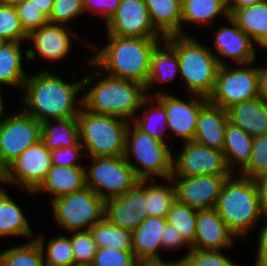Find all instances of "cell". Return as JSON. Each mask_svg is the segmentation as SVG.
I'll return each mask as SVG.
<instances>
[{
  "mask_svg": "<svg viewBox=\"0 0 267 266\" xmlns=\"http://www.w3.org/2000/svg\"><path fill=\"white\" fill-rule=\"evenodd\" d=\"M102 73L97 72L80 81L67 83L56 73L43 70L38 74H29L22 89H25V96L22 103L25 104L28 115L43 123L47 120H54L67 117H77L82 108V98L76 100L78 91L82 87L91 86L93 76L100 77ZM79 104L77 106V103Z\"/></svg>",
  "mask_w": 267,
  "mask_h": 266,
  "instance_id": "cell-1",
  "label": "cell"
},
{
  "mask_svg": "<svg viewBox=\"0 0 267 266\" xmlns=\"http://www.w3.org/2000/svg\"><path fill=\"white\" fill-rule=\"evenodd\" d=\"M108 44L100 48L88 63L108 76L140 82L146 86L151 56L164 38L119 37L107 33Z\"/></svg>",
  "mask_w": 267,
  "mask_h": 266,
  "instance_id": "cell-2",
  "label": "cell"
},
{
  "mask_svg": "<svg viewBox=\"0 0 267 266\" xmlns=\"http://www.w3.org/2000/svg\"><path fill=\"white\" fill-rule=\"evenodd\" d=\"M215 209L236 238L246 237L266 215L254 180L243 176L235 179L233 174L224 182Z\"/></svg>",
  "mask_w": 267,
  "mask_h": 266,
  "instance_id": "cell-3",
  "label": "cell"
},
{
  "mask_svg": "<svg viewBox=\"0 0 267 266\" xmlns=\"http://www.w3.org/2000/svg\"><path fill=\"white\" fill-rule=\"evenodd\" d=\"M140 82L105 76L82 96V106L93 113L133 121L142 102L151 98ZM134 115V116H133Z\"/></svg>",
  "mask_w": 267,
  "mask_h": 266,
  "instance_id": "cell-4",
  "label": "cell"
},
{
  "mask_svg": "<svg viewBox=\"0 0 267 266\" xmlns=\"http://www.w3.org/2000/svg\"><path fill=\"white\" fill-rule=\"evenodd\" d=\"M164 40L175 50L179 60V73L190 94L208 98L215 86L220 67L216 53L204 47L194 38L184 35H171Z\"/></svg>",
  "mask_w": 267,
  "mask_h": 266,
  "instance_id": "cell-5",
  "label": "cell"
},
{
  "mask_svg": "<svg viewBox=\"0 0 267 266\" xmlns=\"http://www.w3.org/2000/svg\"><path fill=\"white\" fill-rule=\"evenodd\" d=\"M81 146L90 157L124 156L127 120L93 113L83 106L77 116Z\"/></svg>",
  "mask_w": 267,
  "mask_h": 266,
  "instance_id": "cell-6",
  "label": "cell"
},
{
  "mask_svg": "<svg viewBox=\"0 0 267 266\" xmlns=\"http://www.w3.org/2000/svg\"><path fill=\"white\" fill-rule=\"evenodd\" d=\"M132 127L128 125L127 128L124 157L134 169L136 176L140 180H151L153 176L170 179L174 158L171 148L167 143L142 132L134 124ZM131 156L142 166L137 167L131 163Z\"/></svg>",
  "mask_w": 267,
  "mask_h": 266,
  "instance_id": "cell-7",
  "label": "cell"
},
{
  "mask_svg": "<svg viewBox=\"0 0 267 266\" xmlns=\"http://www.w3.org/2000/svg\"><path fill=\"white\" fill-rule=\"evenodd\" d=\"M51 200L54 219L68 232L89 230L104 218L105 200L87 186Z\"/></svg>",
  "mask_w": 267,
  "mask_h": 266,
  "instance_id": "cell-8",
  "label": "cell"
},
{
  "mask_svg": "<svg viewBox=\"0 0 267 266\" xmlns=\"http://www.w3.org/2000/svg\"><path fill=\"white\" fill-rule=\"evenodd\" d=\"M91 158L93 163L85 170L86 186L104 200L125 194L140 181L124 156Z\"/></svg>",
  "mask_w": 267,
  "mask_h": 266,
  "instance_id": "cell-9",
  "label": "cell"
},
{
  "mask_svg": "<svg viewBox=\"0 0 267 266\" xmlns=\"http://www.w3.org/2000/svg\"><path fill=\"white\" fill-rule=\"evenodd\" d=\"M230 68L227 64L219 67L214 90L208 97L210 103L226 110L244 100L260 96L257 68Z\"/></svg>",
  "mask_w": 267,
  "mask_h": 266,
  "instance_id": "cell-10",
  "label": "cell"
},
{
  "mask_svg": "<svg viewBox=\"0 0 267 266\" xmlns=\"http://www.w3.org/2000/svg\"><path fill=\"white\" fill-rule=\"evenodd\" d=\"M22 111V112H21ZM0 121V167L2 170L41 138V122L21 110Z\"/></svg>",
  "mask_w": 267,
  "mask_h": 266,
  "instance_id": "cell-11",
  "label": "cell"
},
{
  "mask_svg": "<svg viewBox=\"0 0 267 266\" xmlns=\"http://www.w3.org/2000/svg\"><path fill=\"white\" fill-rule=\"evenodd\" d=\"M51 166V151L39 141L3 169V181L34 193L45 181Z\"/></svg>",
  "mask_w": 267,
  "mask_h": 266,
  "instance_id": "cell-12",
  "label": "cell"
},
{
  "mask_svg": "<svg viewBox=\"0 0 267 266\" xmlns=\"http://www.w3.org/2000/svg\"><path fill=\"white\" fill-rule=\"evenodd\" d=\"M179 155L173 158L172 176L196 177L202 175L231 176L223 151L187 141Z\"/></svg>",
  "mask_w": 267,
  "mask_h": 266,
  "instance_id": "cell-13",
  "label": "cell"
},
{
  "mask_svg": "<svg viewBox=\"0 0 267 266\" xmlns=\"http://www.w3.org/2000/svg\"><path fill=\"white\" fill-rule=\"evenodd\" d=\"M105 24L107 33L119 37L164 38L154 28L144 0H121Z\"/></svg>",
  "mask_w": 267,
  "mask_h": 266,
  "instance_id": "cell-14",
  "label": "cell"
},
{
  "mask_svg": "<svg viewBox=\"0 0 267 266\" xmlns=\"http://www.w3.org/2000/svg\"><path fill=\"white\" fill-rule=\"evenodd\" d=\"M230 176H171L178 202L197 210L215 208L222 187Z\"/></svg>",
  "mask_w": 267,
  "mask_h": 266,
  "instance_id": "cell-15",
  "label": "cell"
},
{
  "mask_svg": "<svg viewBox=\"0 0 267 266\" xmlns=\"http://www.w3.org/2000/svg\"><path fill=\"white\" fill-rule=\"evenodd\" d=\"M154 98L166 110L168 130L180 136L184 142L193 141L201 107L208 101V98L193 94V97L185 102L173 95L161 92L155 93Z\"/></svg>",
  "mask_w": 267,
  "mask_h": 266,
  "instance_id": "cell-16",
  "label": "cell"
},
{
  "mask_svg": "<svg viewBox=\"0 0 267 266\" xmlns=\"http://www.w3.org/2000/svg\"><path fill=\"white\" fill-rule=\"evenodd\" d=\"M146 180L123 195L105 200L106 218L112 225L133 231L147 217Z\"/></svg>",
  "mask_w": 267,
  "mask_h": 266,
  "instance_id": "cell-17",
  "label": "cell"
},
{
  "mask_svg": "<svg viewBox=\"0 0 267 266\" xmlns=\"http://www.w3.org/2000/svg\"><path fill=\"white\" fill-rule=\"evenodd\" d=\"M71 35L76 38L79 37L76 33L73 34L72 30L69 31L68 27L51 23L32 30L27 34V39L34 42L35 50L26 51L27 60H33L36 54L49 61L52 60V62L63 60L71 50Z\"/></svg>",
  "mask_w": 267,
  "mask_h": 266,
  "instance_id": "cell-18",
  "label": "cell"
},
{
  "mask_svg": "<svg viewBox=\"0 0 267 266\" xmlns=\"http://www.w3.org/2000/svg\"><path fill=\"white\" fill-rule=\"evenodd\" d=\"M166 217L147 216L132 231V250L141 265L169 264L161 259L158 249L162 250V237L166 226Z\"/></svg>",
  "mask_w": 267,
  "mask_h": 266,
  "instance_id": "cell-19",
  "label": "cell"
},
{
  "mask_svg": "<svg viewBox=\"0 0 267 266\" xmlns=\"http://www.w3.org/2000/svg\"><path fill=\"white\" fill-rule=\"evenodd\" d=\"M235 238L215 208L197 210L196 235L191 249L222 251L234 244Z\"/></svg>",
  "mask_w": 267,
  "mask_h": 266,
  "instance_id": "cell-20",
  "label": "cell"
},
{
  "mask_svg": "<svg viewBox=\"0 0 267 266\" xmlns=\"http://www.w3.org/2000/svg\"><path fill=\"white\" fill-rule=\"evenodd\" d=\"M227 21L231 23L232 27H220L217 30L214 45L218 51L216 57L220 66L225 65L221 56L231 58L232 61L242 66L252 64L257 58L253 41L230 17Z\"/></svg>",
  "mask_w": 267,
  "mask_h": 266,
  "instance_id": "cell-21",
  "label": "cell"
},
{
  "mask_svg": "<svg viewBox=\"0 0 267 266\" xmlns=\"http://www.w3.org/2000/svg\"><path fill=\"white\" fill-rule=\"evenodd\" d=\"M228 121L226 109L207 101L201 107L193 141L209 148L222 151L225 127Z\"/></svg>",
  "mask_w": 267,
  "mask_h": 266,
  "instance_id": "cell-22",
  "label": "cell"
},
{
  "mask_svg": "<svg viewBox=\"0 0 267 266\" xmlns=\"http://www.w3.org/2000/svg\"><path fill=\"white\" fill-rule=\"evenodd\" d=\"M228 119L251 137L267 134V101L262 97L244 100L227 109Z\"/></svg>",
  "mask_w": 267,
  "mask_h": 266,
  "instance_id": "cell-23",
  "label": "cell"
},
{
  "mask_svg": "<svg viewBox=\"0 0 267 266\" xmlns=\"http://www.w3.org/2000/svg\"><path fill=\"white\" fill-rule=\"evenodd\" d=\"M86 186L85 168L83 166H54L52 165L45 181L35 191L49 192L53 199L79 191Z\"/></svg>",
  "mask_w": 267,
  "mask_h": 266,
  "instance_id": "cell-24",
  "label": "cell"
},
{
  "mask_svg": "<svg viewBox=\"0 0 267 266\" xmlns=\"http://www.w3.org/2000/svg\"><path fill=\"white\" fill-rule=\"evenodd\" d=\"M182 0H144L154 28L165 38L181 35Z\"/></svg>",
  "mask_w": 267,
  "mask_h": 266,
  "instance_id": "cell-25",
  "label": "cell"
},
{
  "mask_svg": "<svg viewBox=\"0 0 267 266\" xmlns=\"http://www.w3.org/2000/svg\"><path fill=\"white\" fill-rule=\"evenodd\" d=\"M253 140L254 138L244 132L239 126L228 121L225 127L222 151L226 164L232 173L234 171L233 167H238L241 171L248 164L253 149Z\"/></svg>",
  "mask_w": 267,
  "mask_h": 266,
  "instance_id": "cell-26",
  "label": "cell"
},
{
  "mask_svg": "<svg viewBox=\"0 0 267 266\" xmlns=\"http://www.w3.org/2000/svg\"><path fill=\"white\" fill-rule=\"evenodd\" d=\"M56 123V125L52 122ZM47 120L41 123L40 141L50 150L81 146L77 117Z\"/></svg>",
  "mask_w": 267,
  "mask_h": 266,
  "instance_id": "cell-27",
  "label": "cell"
},
{
  "mask_svg": "<svg viewBox=\"0 0 267 266\" xmlns=\"http://www.w3.org/2000/svg\"><path fill=\"white\" fill-rule=\"evenodd\" d=\"M181 11V35H184L182 26L185 22L210 25L218 15L223 14L226 19L230 17L228 0H182Z\"/></svg>",
  "mask_w": 267,
  "mask_h": 266,
  "instance_id": "cell-28",
  "label": "cell"
},
{
  "mask_svg": "<svg viewBox=\"0 0 267 266\" xmlns=\"http://www.w3.org/2000/svg\"><path fill=\"white\" fill-rule=\"evenodd\" d=\"M20 41L0 44V84L22 87L28 77L23 71Z\"/></svg>",
  "mask_w": 267,
  "mask_h": 266,
  "instance_id": "cell-29",
  "label": "cell"
},
{
  "mask_svg": "<svg viewBox=\"0 0 267 266\" xmlns=\"http://www.w3.org/2000/svg\"><path fill=\"white\" fill-rule=\"evenodd\" d=\"M33 231L23 211L3 189L0 192V236H22L30 238Z\"/></svg>",
  "mask_w": 267,
  "mask_h": 266,
  "instance_id": "cell-30",
  "label": "cell"
},
{
  "mask_svg": "<svg viewBox=\"0 0 267 266\" xmlns=\"http://www.w3.org/2000/svg\"><path fill=\"white\" fill-rule=\"evenodd\" d=\"M163 46L161 48V45ZM159 43L152 52L150 73L146 82V93L155 82H168L179 71V60L175 50L165 41Z\"/></svg>",
  "mask_w": 267,
  "mask_h": 266,
  "instance_id": "cell-31",
  "label": "cell"
},
{
  "mask_svg": "<svg viewBox=\"0 0 267 266\" xmlns=\"http://www.w3.org/2000/svg\"><path fill=\"white\" fill-rule=\"evenodd\" d=\"M230 18L257 43L267 32V0L238 10H228Z\"/></svg>",
  "mask_w": 267,
  "mask_h": 266,
  "instance_id": "cell-32",
  "label": "cell"
},
{
  "mask_svg": "<svg viewBox=\"0 0 267 266\" xmlns=\"http://www.w3.org/2000/svg\"><path fill=\"white\" fill-rule=\"evenodd\" d=\"M32 239L0 252V266H45L43 236Z\"/></svg>",
  "mask_w": 267,
  "mask_h": 266,
  "instance_id": "cell-33",
  "label": "cell"
},
{
  "mask_svg": "<svg viewBox=\"0 0 267 266\" xmlns=\"http://www.w3.org/2000/svg\"><path fill=\"white\" fill-rule=\"evenodd\" d=\"M152 101L151 99H149V97H147L142 102L141 108L143 107V109H145L142 114L143 117L137 114L134 117L132 124H134L142 132L149 134L151 137L156 138L161 142L167 143L166 140L164 139V137L167 136L163 134L166 132V129L168 128L166 110L157 100H155L154 97ZM155 101L157 106L155 105L154 108L152 109L147 108L148 104L153 105Z\"/></svg>",
  "mask_w": 267,
  "mask_h": 266,
  "instance_id": "cell-34",
  "label": "cell"
},
{
  "mask_svg": "<svg viewBox=\"0 0 267 266\" xmlns=\"http://www.w3.org/2000/svg\"><path fill=\"white\" fill-rule=\"evenodd\" d=\"M89 230L98 248L113 247L118 250H132V231L116 227L106 218Z\"/></svg>",
  "mask_w": 267,
  "mask_h": 266,
  "instance_id": "cell-35",
  "label": "cell"
},
{
  "mask_svg": "<svg viewBox=\"0 0 267 266\" xmlns=\"http://www.w3.org/2000/svg\"><path fill=\"white\" fill-rule=\"evenodd\" d=\"M147 181L149 180H146L147 216L166 217L168 211L177 200L175 185L171 179H168L171 185L167 186L157 183H152L148 186Z\"/></svg>",
  "mask_w": 267,
  "mask_h": 266,
  "instance_id": "cell-36",
  "label": "cell"
},
{
  "mask_svg": "<svg viewBox=\"0 0 267 266\" xmlns=\"http://www.w3.org/2000/svg\"><path fill=\"white\" fill-rule=\"evenodd\" d=\"M196 218L197 209L176 200L166 215V222L180 232L191 245L196 235Z\"/></svg>",
  "mask_w": 267,
  "mask_h": 266,
  "instance_id": "cell-37",
  "label": "cell"
},
{
  "mask_svg": "<svg viewBox=\"0 0 267 266\" xmlns=\"http://www.w3.org/2000/svg\"><path fill=\"white\" fill-rule=\"evenodd\" d=\"M0 39L3 42H21L27 39V33L21 25L16 6L0 4Z\"/></svg>",
  "mask_w": 267,
  "mask_h": 266,
  "instance_id": "cell-38",
  "label": "cell"
},
{
  "mask_svg": "<svg viewBox=\"0 0 267 266\" xmlns=\"http://www.w3.org/2000/svg\"><path fill=\"white\" fill-rule=\"evenodd\" d=\"M45 266H73L75 260L71 246V237L58 235L49 240L44 257Z\"/></svg>",
  "mask_w": 267,
  "mask_h": 266,
  "instance_id": "cell-39",
  "label": "cell"
},
{
  "mask_svg": "<svg viewBox=\"0 0 267 266\" xmlns=\"http://www.w3.org/2000/svg\"><path fill=\"white\" fill-rule=\"evenodd\" d=\"M70 233L75 264H92L98 247L90 230L84 229Z\"/></svg>",
  "mask_w": 267,
  "mask_h": 266,
  "instance_id": "cell-40",
  "label": "cell"
},
{
  "mask_svg": "<svg viewBox=\"0 0 267 266\" xmlns=\"http://www.w3.org/2000/svg\"><path fill=\"white\" fill-rule=\"evenodd\" d=\"M264 172H267V134L254 137L249 162L240 171V176L253 179Z\"/></svg>",
  "mask_w": 267,
  "mask_h": 266,
  "instance_id": "cell-41",
  "label": "cell"
},
{
  "mask_svg": "<svg viewBox=\"0 0 267 266\" xmlns=\"http://www.w3.org/2000/svg\"><path fill=\"white\" fill-rule=\"evenodd\" d=\"M93 266H140L133 250H118L113 247H100L94 256Z\"/></svg>",
  "mask_w": 267,
  "mask_h": 266,
  "instance_id": "cell-42",
  "label": "cell"
},
{
  "mask_svg": "<svg viewBox=\"0 0 267 266\" xmlns=\"http://www.w3.org/2000/svg\"><path fill=\"white\" fill-rule=\"evenodd\" d=\"M84 12L83 0H54L49 23L65 25Z\"/></svg>",
  "mask_w": 267,
  "mask_h": 266,
  "instance_id": "cell-43",
  "label": "cell"
},
{
  "mask_svg": "<svg viewBox=\"0 0 267 266\" xmlns=\"http://www.w3.org/2000/svg\"><path fill=\"white\" fill-rule=\"evenodd\" d=\"M16 8L21 25L27 34L49 23L48 16L32 0H25Z\"/></svg>",
  "mask_w": 267,
  "mask_h": 266,
  "instance_id": "cell-44",
  "label": "cell"
},
{
  "mask_svg": "<svg viewBox=\"0 0 267 266\" xmlns=\"http://www.w3.org/2000/svg\"><path fill=\"white\" fill-rule=\"evenodd\" d=\"M188 255L198 266H238L228 257L222 254L221 250H197L191 249Z\"/></svg>",
  "mask_w": 267,
  "mask_h": 266,
  "instance_id": "cell-45",
  "label": "cell"
},
{
  "mask_svg": "<svg viewBox=\"0 0 267 266\" xmlns=\"http://www.w3.org/2000/svg\"><path fill=\"white\" fill-rule=\"evenodd\" d=\"M84 148L82 146H69L51 151V162L54 166H82L76 163V160L82 155ZM75 161V162H74Z\"/></svg>",
  "mask_w": 267,
  "mask_h": 266,
  "instance_id": "cell-46",
  "label": "cell"
},
{
  "mask_svg": "<svg viewBox=\"0 0 267 266\" xmlns=\"http://www.w3.org/2000/svg\"><path fill=\"white\" fill-rule=\"evenodd\" d=\"M121 0H83L84 12L97 11L98 15L104 16L105 23L117 11Z\"/></svg>",
  "mask_w": 267,
  "mask_h": 266,
  "instance_id": "cell-47",
  "label": "cell"
},
{
  "mask_svg": "<svg viewBox=\"0 0 267 266\" xmlns=\"http://www.w3.org/2000/svg\"><path fill=\"white\" fill-rule=\"evenodd\" d=\"M161 237L163 250H176L182 246L184 247L185 245H188V253L191 250V245L185 240L184 237H182L181 233L168 223L166 224L164 234H162Z\"/></svg>",
  "mask_w": 267,
  "mask_h": 266,
  "instance_id": "cell-48",
  "label": "cell"
},
{
  "mask_svg": "<svg viewBox=\"0 0 267 266\" xmlns=\"http://www.w3.org/2000/svg\"><path fill=\"white\" fill-rule=\"evenodd\" d=\"M267 217V215H265ZM258 240V253L255 266H267V222L263 224Z\"/></svg>",
  "mask_w": 267,
  "mask_h": 266,
  "instance_id": "cell-49",
  "label": "cell"
},
{
  "mask_svg": "<svg viewBox=\"0 0 267 266\" xmlns=\"http://www.w3.org/2000/svg\"><path fill=\"white\" fill-rule=\"evenodd\" d=\"M263 212L267 215V172L253 178Z\"/></svg>",
  "mask_w": 267,
  "mask_h": 266,
  "instance_id": "cell-50",
  "label": "cell"
},
{
  "mask_svg": "<svg viewBox=\"0 0 267 266\" xmlns=\"http://www.w3.org/2000/svg\"><path fill=\"white\" fill-rule=\"evenodd\" d=\"M258 75L259 95L267 101V66L256 67Z\"/></svg>",
  "mask_w": 267,
  "mask_h": 266,
  "instance_id": "cell-51",
  "label": "cell"
},
{
  "mask_svg": "<svg viewBox=\"0 0 267 266\" xmlns=\"http://www.w3.org/2000/svg\"><path fill=\"white\" fill-rule=\"evenodd\" d=\"M265 0H228V10H238L251 5H255Z\"/></svg>",
  "mask_w": 267,
  "mask_h": 266,
  "instance_id": "cell-52",
  "label": "cell"
},
{
  "mask_svg": "<svg viewBox=\"0 0 267 266\" xmlns=\"http://www.w3.org/2000/svg\"><path fill=\"white\" fill-rule=\"evenodd\" d=\"M34 4L40 8L48 17L50 16L54 4V0H32Z\"/></svg>",
  "mask_w": 267,
  "mask_h": 266,
  "instance_id": "cell-53",
  "label": "cell"
},
{
  "mask_svg": "<svg viewBox=\"0 0 267 266\" xmlns=\"http://www.w3.org/2000/svg\"><path fill=\"white\" fill-rule=\"evenodd\" d=\"M171 266H198L188 255H185L180 260L170 262Z\"/></svg>",
  "mask_w": 267,
  "mask_h": 266,
  "instance_id": "cell-54",
  "label": "cell"
},
{
  "mask_svg": "<svg viewBox=\"0 0 267 266\" xmlns=\"http://www.w3.org/2000/svg\"><path fill=\"white\" fill-rule=\"evenodd\" d=\"M25 0H0V4L6 6H17L24 2Z\"/></svg>",
  "mask_w": 267,
  "mask_h": 266,
  "instance_id": "cell-55",
  "label": "cell"
},
{
  "mask_svg": "<svg viewBox=\"0 0 267 266\" xmlns=\"http://www.w3.org/2000/svg\"><path fill=\"white\" fill-rule=\"evenodd\" d=\"M257 45H260V47L267 49V32L264 34V36L257 42Z\"/></svg>",
  "mask_w": 267,
  "mask_h": 266,
  "instance_id": "cell-56",
  "label": "cell"
},
{
  "mask_svg": "<svg viewBox=\"0 0 267 266\" xmlns=\"http://www.w3.org/2000/svg\"><path fill=\"white\" fill-rule=\"evenodd\" d=\"M4 113H5L4 112V100H3V97H2V93L0 91V121L3 119L2 117H5Z\"/></svg>",
  "mask_w": 267,
  "mask_h": 266,
  "instance_id": "cell-57",
  "label": "cell"
},
{
  "mask_svg": "<svg viewBox=\"0 0 267 266\" xmlns=\"http://www.w3.org/2000/svg\"><path fill=\"white\" fill-rule=\"evenodd\" d=\"M140 266H171V264H148V265H140Z\"/></svg>",
  "mask_w": 267,
  "mask_h": 266,
  "instance_id": "cell-58",
  "label": "cell"
},
{
  "mask_svg": "<svg viewBox=\"0 0 267 266\" xmlns=\"http://www.w3.org/2000/svg\"><path fill=\"white\" fill-rule=\"evenodd\" d=\"M73 266H93L92 264H74Z\"/></svg>",
  "mask_w": 267,
  "mask_h": 266,
  "instance_id": "cell-59",
  "label": "cell"
},
{
  "mask_svg": "<svg viewBox=\"0 0 267 266\" xmlns=\"http://www.w3.org/2000/svg\"><path fill=\"white\" fill-rule=\"evenodd\" d=\"M0 178H3V170L1 167H0Z\"/></svg>",
  "mask_w": 267,
  "mask_h": 266,
  "instance_id": "cell-60",
  "label": "cell"
},
{
  "mask_svg": "<svg viewBox=\"0 0 267 266\" xmlns=\"http://www.w3.org/2000/svg\"><path fill=\"white\" fill-rule=\"evenodd\" d=\"M2 182V184L4 183L3 181V178H0V183ZM3 189L0 187V192L2 191Z\"/></svg>",
  "mask_w": 267,
  "mask_h": 266,
  "instance_id": "cell-61",
  "label": "cell"
}]
</instances>
